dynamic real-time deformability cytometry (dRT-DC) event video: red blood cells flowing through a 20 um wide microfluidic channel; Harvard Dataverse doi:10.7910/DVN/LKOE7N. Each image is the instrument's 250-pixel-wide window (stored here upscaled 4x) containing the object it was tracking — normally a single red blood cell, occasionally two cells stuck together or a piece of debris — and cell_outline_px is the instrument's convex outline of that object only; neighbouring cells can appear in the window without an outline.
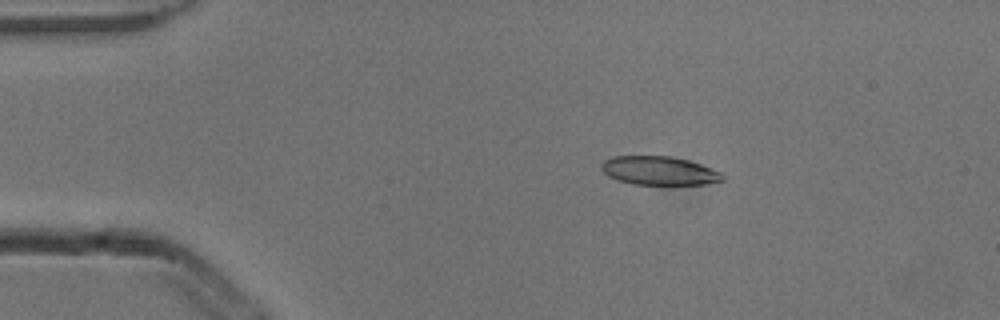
{"species": "common noctule bat (a hibernating species)", "species_latin": "Nyctalus noctula", "temperature_condition": "cold", "stored_images_in_passage": 7, "camera_frame_rate_fps": 3000, "um_per_image_px": 0.085, "animal": {"sex": "male", "body_mass_g": 13.3}, "frame": {"image": 1, "passage_image": 2, "time_ms": 0.333, "image_size_px": [1000, 320], "cell_outline_px": [[724, 180], [704, 184], [632, 184], [608, 176], [600, 168], [600, 164], [604, 160], [612, 156], [672, 156], [688, 160], [700, 164], [720, 172], [724, 176]], "centroid_in_image_um": [56.0, 14.5], "position_along_channel_um": 29.0, "area_um2": 20.11}}
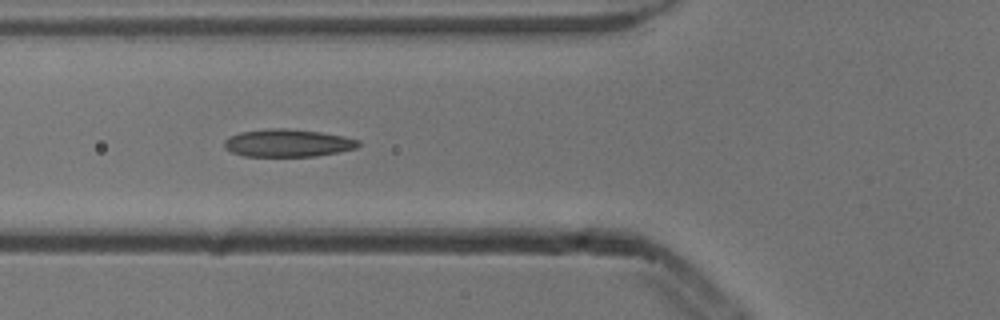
{"frame": {"image": 2, "passage_image": 5, "time_ms": 1.333, "image_size_px": [1000, 320], "cell_outline_px": [[360, 144], [356, 148], [340, 152], [316, 156], [244, 156], [232, 152], [224, 148], [224, 140], [228, 136], [240, 132], [272, 128], [288, 128], [320, 132], [344, 136], [360, 140]], "centroid_in_image_um": [24.46, 12.15], "position_along_channel_um": 101.3, "area_um2": 21.73}}
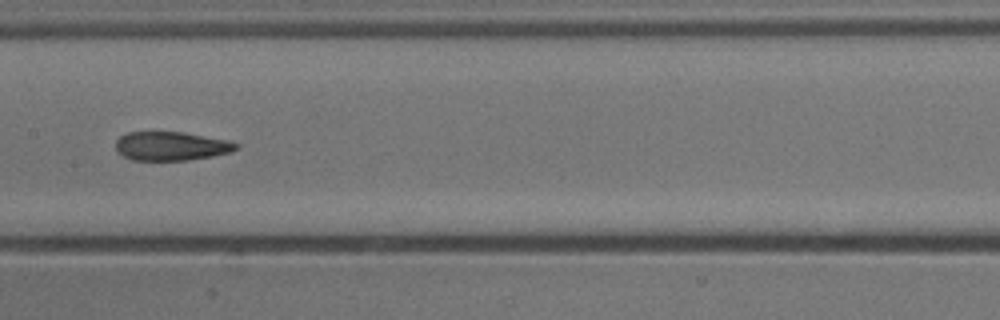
{"frame": {"image": 3, "passage_image": 7, "time_ms": 2.0, "image_size_px": [1000, 320], "cell_outline_px": [[240, 148], [232, 152], [212, 156], [188, 160], [132, 160], [124, 156], [116, 148], [116, 140], [120, 136], [128, 132], [184, 132], [228, 140], [240, 144]], "centroid_in_image_um": [14.6, 12.41], "position_along_channel_um": 192.8, "area_um2": 20.29}}